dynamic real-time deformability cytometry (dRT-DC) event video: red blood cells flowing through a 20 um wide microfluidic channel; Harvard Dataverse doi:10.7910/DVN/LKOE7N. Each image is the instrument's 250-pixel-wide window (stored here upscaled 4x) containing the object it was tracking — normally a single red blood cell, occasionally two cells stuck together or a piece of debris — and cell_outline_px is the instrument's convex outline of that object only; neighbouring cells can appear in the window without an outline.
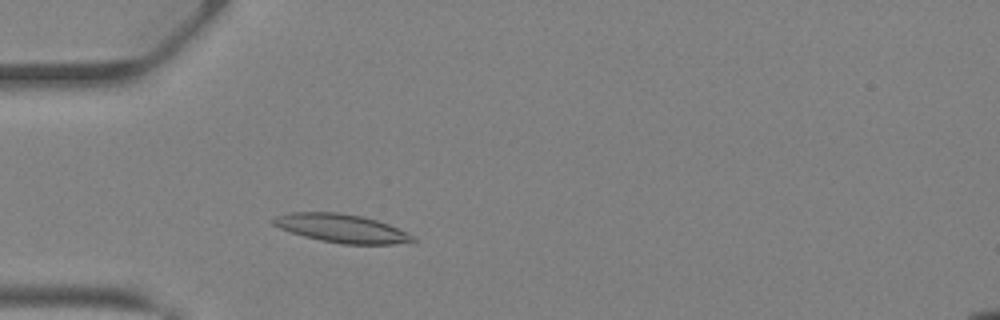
{"species": "Egyptian fruit bat (a non-hibernating species)", "species_latin": "Rousettus aegyptiacus", "temperature_condition": "warm", "stored_images_in_passage": 25, "camera_frame_rate_fps": 3000, "um_per_image_px": 0.085, "animal": {"sex": "female"}, "frame": {"image": 1, "passage_image": 2, "time_ms": 0.333, "image_size_px": [1000, 320], "cell_outline_px": [[416, 240], [392, 244], [344, 244], [320, 240], [304, 236], [280, 228], [272, 224], [272, 220], [276, 216], [288, 212], [340, 212], [360, 216], [376, 220], [388, 224], [416, 236]], "centroid_in_image_um": [29.02, 19.4], "position_along_channel_um": 56.0, "area_um2": 22.95}}
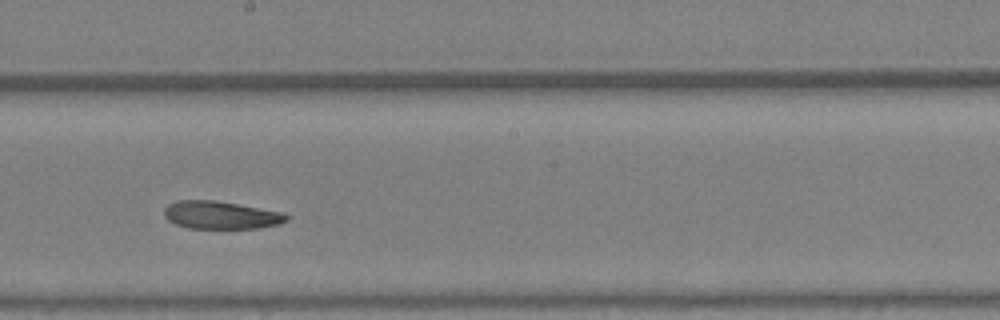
{"frame": {"image": 2, "passage_image": 13, "time_ms": 4.0, "image_size_px": [1000, 320], "cell_outline_px": [[288, 220], [280, 224], [260, 228], [188, 228], [176, 224], [168, 220], [164, 216], [164, 208], [168, 204], [180, 200], [216, 200], [284, 212], [288, 216]], "centroid_in_image_um": [18.79, 18.28], "position_along_channel_um": 229.4, "area_um2": 19.94}}
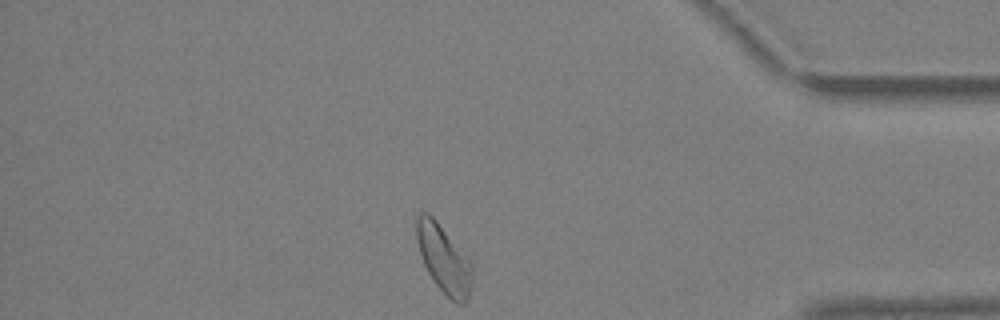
{"frame": {"image": 3, "passage_image": 25, "time_ms": 8.0, "image_size_px": [1000, 320], "cell_outline_px": [[472, 288], [468, 300], [464, 304], [456, 304], [436, 284], [428, 272], [424, 264], [416, 240], [416, 216], [420, 212], [428, 212], [436, 220], [472, 264]], "centroid_in_image_um": [37.72, 22.03], "position_along_channel_um": 397.5, "area_um2": 21.79}, "authors_computed_cell_mechanics": {"area_um2": 20.9814, "velocity_mm_per_s": 4.9687, "shape_relaxation_time_tau1_ms": 6.7143, "shape_relaxation_time_tau2_ms": 5.4788, "deformation_change_tau1": 0.1581, "deformation_change_tau2": 0.1462}}